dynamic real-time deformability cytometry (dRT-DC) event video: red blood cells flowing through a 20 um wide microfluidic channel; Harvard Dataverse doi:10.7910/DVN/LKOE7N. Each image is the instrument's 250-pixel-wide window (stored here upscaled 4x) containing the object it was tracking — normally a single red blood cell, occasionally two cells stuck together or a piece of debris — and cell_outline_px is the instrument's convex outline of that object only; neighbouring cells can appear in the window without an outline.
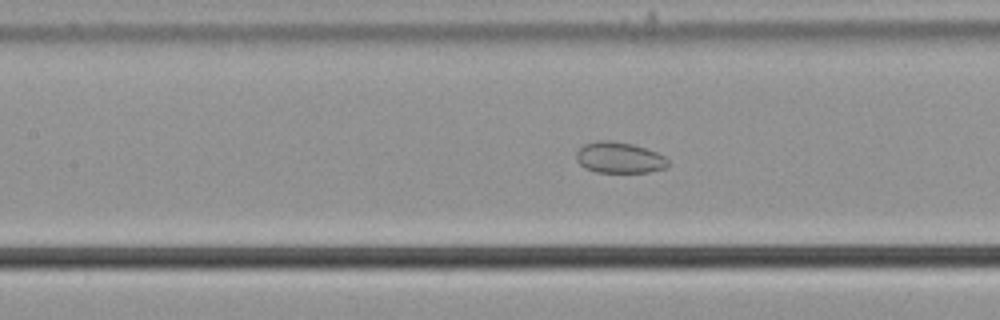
{"species": "common noctule bat (a hibernating species)", "species_latin": "Nyctalus noctula", "temperature_condition": "cold", "stored_images_in_passage": 56, "camera_frame_rate_fps": 3000, "um_per_image_px": 0.085, "animal": {"sex": "male", "body_mass_g": 21.5, "forearm_length_mm": 52.0}, "frame": {"image": 1, "passage_image": 26, "time_ms": 8.333, "image_size_px": [1000, 320], "cell_outline_px": [[668, 168], [648, 172], [596, 172], [584, 168], [576, 160], [576, 152], [584, 144], [596, 140], [612, 140], [632, 144], [656, 152], [664, 156], [668, 160]], "centroid_in_image_um": [52.62, 13.4], "position_along_channel_um": 154.8, "area_um2": 16.7}}
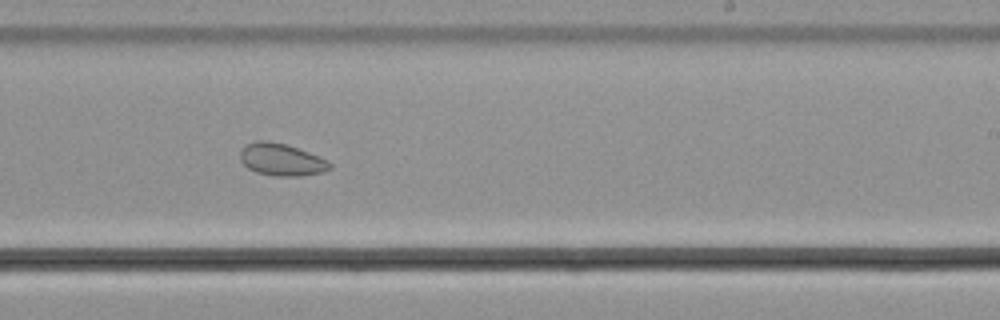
{"frame": {"image": 2, "passage_image": 35, "time_ms": 11.333, "image_size_px": [1000, 320], "cell_outline_px": [[332, 168], [324, 172], [300, 176], [272, 176], [256, 172], [248, 168], [240, 160], [240, 152], [248, 144], [256, 140], [268, 140], [284, 144], [308, 152], [328, 160], [332, 164]], "centroid_in_image_um": [23.94, 13.58], "position_along_channel_um": 265.1, "area_um2": 16.82}}
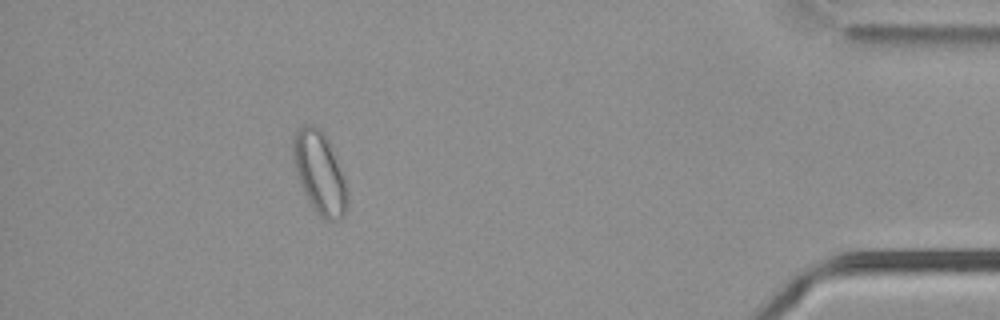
{"frame": {"image": 3, "passage_image": 51, "time_ms": 16.667, "image_size_px": [1000, 320], "cell_outline_px": [[344, 216], [340, 220], [324, 220], [316, 212], [308, 200], [300, 184], [292, 160], [292, 140], [296, 132], [304, 124], [312, 124], [320, 128], [324, 132], [328, 140], [344, 180]], "centroid_in_image_um": [27.09, 14.63], "position_along_channel_um": 408.1, "area_um2": 25.2}, "authors_computed_cell_mechanics": {"area_um2": 22.5998, "velocity_mm_per_s": 3.6854, "shape_relaxation_time_tau1_ms": null, "shape_relaxation_time_tau2_ms": 2.0802, "deformation_change_tau1": null, "deformation_change_tau2": 0.0505}}